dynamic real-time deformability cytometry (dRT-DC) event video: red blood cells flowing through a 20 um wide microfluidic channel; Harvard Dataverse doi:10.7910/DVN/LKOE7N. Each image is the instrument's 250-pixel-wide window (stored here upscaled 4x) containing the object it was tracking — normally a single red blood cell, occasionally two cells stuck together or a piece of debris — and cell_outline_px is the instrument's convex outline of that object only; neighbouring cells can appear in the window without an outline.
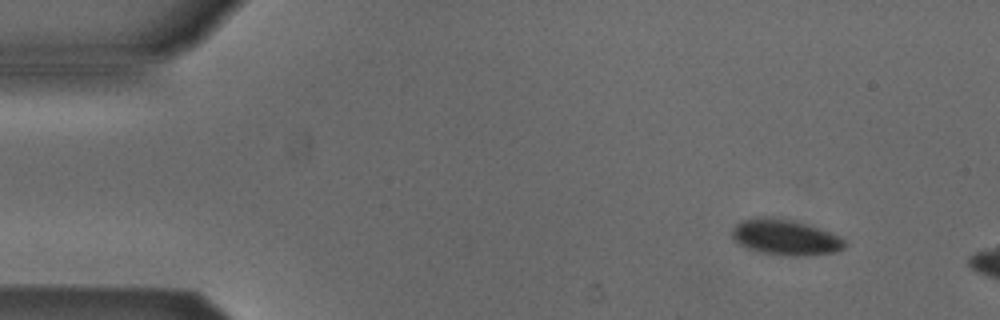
{"species": "Egyptian fruit bat (a non-hibernating species)", "species_latin": "Rousettus aegyptiacus", "temperature_condition": "cold", "stored_images_in_passage": 6, "camera_frame_rate_fps": 3000, "um_per_image_px": 0.085, "animal": {"sex": "male"}, "frame": {"image": 1, "passage_image": 2, "time_ms": 0.333, "image_size_px": [1000, 320], "cell_outline_px": [[848, 244], [844, 248], [836, 252], [808, 256], [784, 256], [756, 252], [732, 240], [732, 228], [736, 224], [744, 220], [796, 220], [828, 232], [844, 240]], "centroid_in_image_um": [66.78, 20.24], "position_along_channel_um": 18.2, "area_um2": 22.83}}